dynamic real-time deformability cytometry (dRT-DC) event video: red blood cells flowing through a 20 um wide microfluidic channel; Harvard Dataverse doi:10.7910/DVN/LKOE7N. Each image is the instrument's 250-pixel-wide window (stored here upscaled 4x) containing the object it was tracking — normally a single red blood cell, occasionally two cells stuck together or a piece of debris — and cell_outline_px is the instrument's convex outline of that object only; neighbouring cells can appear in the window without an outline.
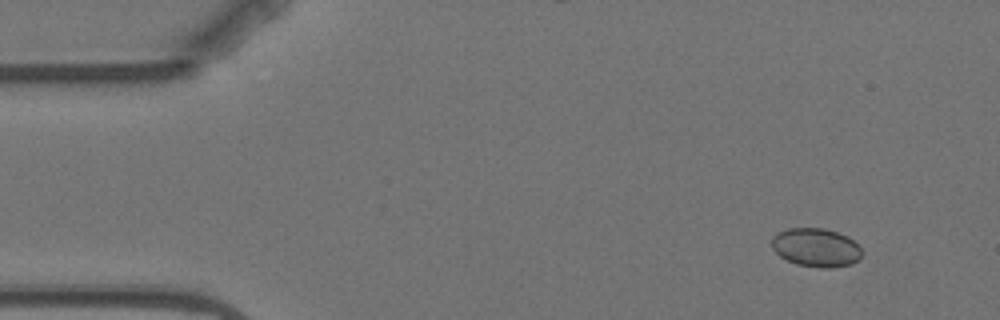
{"species": "Egyptian fruit bat (a non-hibernating species)", "species_latin": "Rousettus aegyptiacus", "temperature_condition": "warm", "stored_images_in_passage": 6, "camera_frame_rate_fps": 3000, "um_per_image_px": 0.085, "animal": {"sex": "female"}, "frame": {"image": 1, "passage_image": 2, "time_ms": 1.0, "image_size_px": [1000, 320], "cell_outline_px": [[860, 260], [852, 264], [832, 268], [820, 268], [796, 264], [780, 256], [772, 248], [772, 236], [776, 232], [788, 228], [824, 228], [848, 236], [860, 248]], "centroid_in_image_um": [69.34, 21.04], "position_along_channel_um": 15.7, "area_um2": 20.35}}
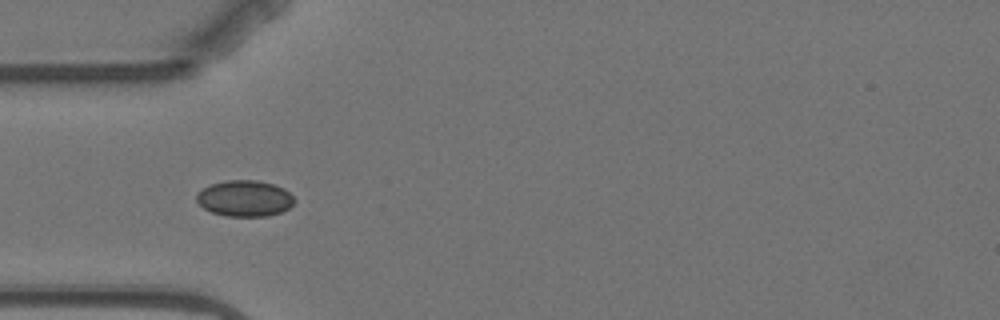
{"frame": {"image": 2, "passage_image": 5, "time_ms": 5.0, "image_size_px": [1000, 320], "cell_outline_px": [[296, 200], [288, 208], [280, 212], [268, 216], [224, 216], [212, 212], [204, 208], [196, 200], [196, 192], [212, 184], [224, 180], [256, 180], [272, 184], [284, 188]], "centroid_in_image_um": [20.78, 16.86], "position_along_channel_um": 64.2, "area_um2": 20.52}}
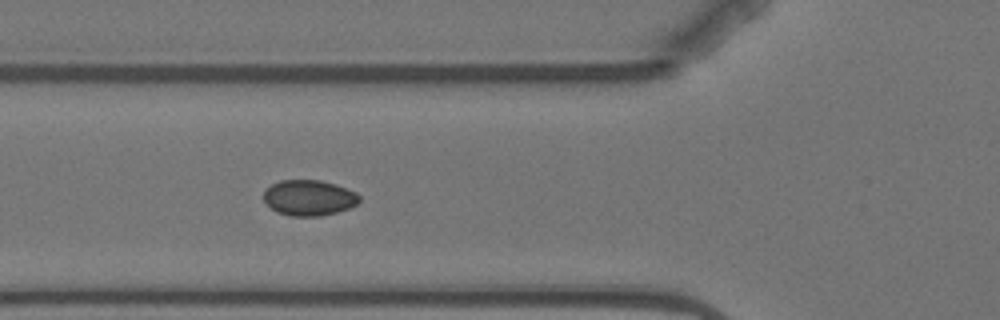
{"frame": {"image": 3, "passage_image": 6, "time_ms": 6.0, "image_size_px": [1000, 320], "cell_outline_px": [[360, 200], [356, 204], [348, 208], [336, 212], [320, 216], [292, 216], [276, 212], [264, 200], [264, 192], [272, 184], [280, 180], [320, 180], [336, 184], [356, 192], [360, 196]], "centroid_in_image_um": [26.28, 16.81], "position_along_channel_um": 99.5, "area_um2": 19.77}}